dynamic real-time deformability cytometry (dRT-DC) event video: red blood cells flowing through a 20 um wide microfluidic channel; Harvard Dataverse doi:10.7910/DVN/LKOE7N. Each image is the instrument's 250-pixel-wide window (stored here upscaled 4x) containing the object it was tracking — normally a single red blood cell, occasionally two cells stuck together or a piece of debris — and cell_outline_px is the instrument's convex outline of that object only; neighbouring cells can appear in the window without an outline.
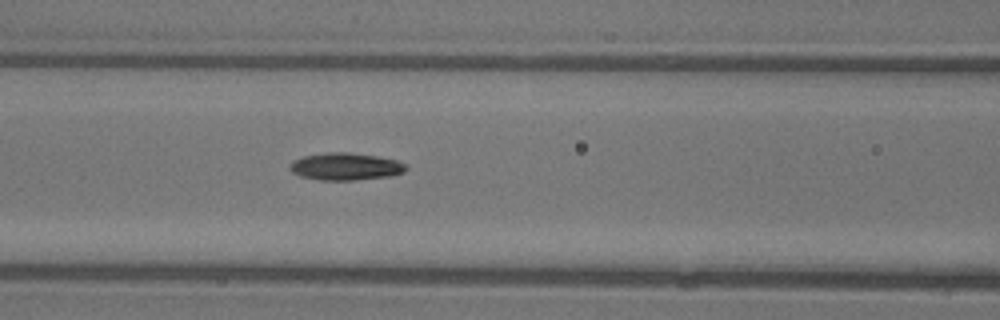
{"species": "common noctule bat (a hibernating species)", "species_latin": "Nyctalus noctula", "temperature_condition": "warm", "stored_images_in_passage": 39, "segment_of_instrument_passage": [1, 2], "camera_frame_rate_fps": 3000, "um_per_image_px": 0.085, "animal": {"sex": "female"}, "frame": {"image": 1, "passage_image": 11, "time_ms": 3.333, "image_size_px": [1000, 320], "cell_outline_px": [[408, 168], [404, 172], [392, 176], [356, 180], [320, 180], [300, 176], [292, 172], [288, 168], [292, 160], [304, 156], [324, 152], [348, 152], [376, 156], [396, 160], [408, 164]], "centroid_in_image_um": [29.38, 14.15], "position_along_channel_um": 137.2, "area_um2": 18.73}}
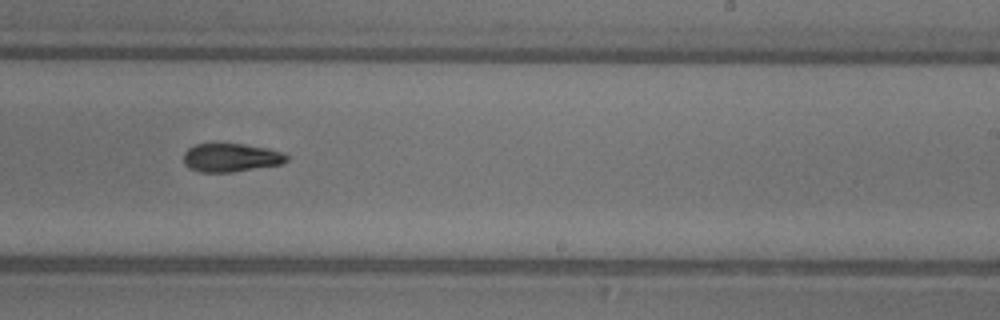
{"frame": {"image": 2, "passage_image": 20, "time_ms": 6.333, "image_size_px": [1000, 320], "cell_outline_px": [[288, 160], [280, 164], [232, 172], [200, 172], [188, 168], [184, 164], [184, 152], [188, 148], [196, 144], [216, 140], [244, 144], [268, 148], [284, 152], [288, 156]], "centroid_in_image_um": [19.58, 13.35], "position_along_channel_um": 269.4, "area_um2": 17.8}}
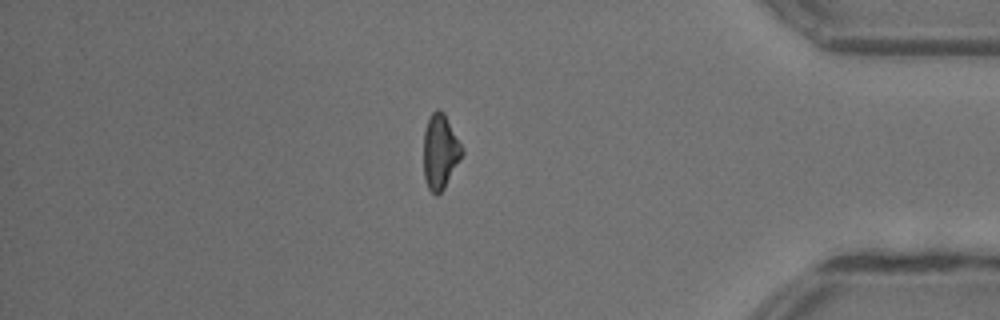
{"frame": {"image": 3, "passage_image": 31, "time_ms": 10.0, "image_size_px": [1000, 320], "cell_outline_px": [[464, 152], [444, 188], [436, 196], [428, 188], [424, 176], [424, 128], [432, 112], [436, 108], [440, 108], [444, 112], [464, 148]], "centroid_in_image_um": [37.42, 12.85], "position_along_channel_um": 397.8, "area_um2": 16.82}}